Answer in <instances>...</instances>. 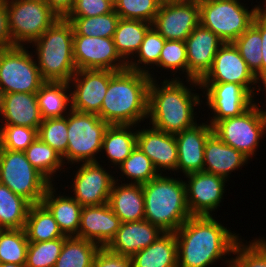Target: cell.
Segmentation results:
<instances>
[{
    "label": "cell",
    "instance_id": "cell-12",
    "mask_svg": "<svg viewBox=\"0 0 266 267\" xmlns=\"http://www.w3.org/2000/svg\"><path fill=\"white\" fill-rule=\"evenodd\" d=\"M100 162L103 161L73 164V166L76 165L77 170H74L75 174L71 173L74 178H72L70 192L82 207L108 203L115 177Z\"/></svg>",
    "mask_w": 266,
    "mask_h": 267
},
{
    "label": "cell",
    "instance_id": "cell-55",
    "mask_svg": "<svg viewBox=\"0 0 266 267\" xmlns=\"http://www.w3.org/2000/svg\"><path fill=\"white\" fill-rule=\"evenodd\" d=\"M0 267H25V265H18L14 263H0Z\"/></svg>",
    "mask_w": 266,
    "mask_h": 267
},
{
    "label": "cell",
    "instance_id": "cell-28",
    "mask_svg": "<svg viewBox=\"0 0 266 267\" xmlns=\"http://www.w3.org/2000/svg\"><path fill=\"white\" fill-rule=\"evenodd\" d=\"M36 95L43 120L65 117L72 111L68 81H45Z\"/></svg>",
    "mask_w": 266,
    "mask_h": 267
},
{
    "label": "cell",
    "instance_id": "cell-26",
    "mask_svg": "<svg viewBox=\"0 0 266 267\" xmlns=\"http://www.w3.org/2000/svg\"><path fill=\"white\" fill-rule=\"evenodd\" d=\"M42 121L36 93L5 94L0 125H19L38 129Z\"/></svg>",
    "mask_w": 266,
    "mask_h": 267
},
{
    "label": "cell",
    "instance_id": "cell-15",
    "mask_svg": "<svg viewBox=\"0 0 266 267\" xmlns=\"http://www.w3.org/2000/svg\"><path fill=\"white\" fill-rule=\"evenodd\" d=\"M187 204L192 216H213L223 201L227 180L205 171L184 175Z\"/></svg>",
    "mask_w": 266,
    "mask_h": 267
},
{
    "label": "cell",
    "instance_id": "cell-56",
    "mask_svg": "<svg viewBox=\"0 0 266 267\" xmlns=\"http://www.w3.org/2000/svg\"><path fill=\"white\" fill-rule=\"evenodd\" d=\"M161 5L162 4H169V3H172V2H177V1H180V0H157Z\"/></svg>",
    "mask_w": 266,
    "mask_h": 267
},
{
    "label": "cell",
    "instance_id": "cell-43",
    "mask_svg": "<svg viewBox=\"0 0 266 267\" xmlns=\"http://www.w3.org/2000/svg\"><path fill=\"white\" fill-rule=\"evenodd\" d=\"M67 132L68 115L60 118L45 119L38 128V138L63 157L68 146Z\"/></svg>",
    "mask_w": 266,
    "mask_h": 267
},
{
    "label": "cell",
    "instance_id": "cell-25",
    "mask_svg": "<svg viewBox=\"0 0 266 267\" xmlns=\"http://www.w3.org/2000/svg\"><path fill=\"white\" fill-rule=\"evenodd\" d=\"M118 178L115 176L109 195L108 204L110 208L120 218L121 223L144 220L142 185L122 183Z\"/></svg>",
    "mask_w": 266,
    "mask_h": 267
},
{
    "label": "cell",
    "instance_id": "cell-24",
    "mask_svg": "<svg viewBox=\"0 0 266 267\" xmlns=\"http://www.w3.org/2000/svg\"><path fill=\"white\" fill-rule=\"evenodd\" d=\"M249 159L225 144L214 133L205 142L203 171L230 179L231 173L242 169Z\"/></svg>",
    "mask_w": 266,
    "mask_h": 267
},
{
    "label": "cell",
    "instance_id": "cell-31",
    "mask_svg": "<svg viewBox=\"0 0 266 267\" xmlns=\"http://www.w3.org/2000/svg\"><path fill=\"white\" fill-rule=\"evenodd\" d=\"M152 24L140 20L120 19L113 35V42L120 57L128 64L140 49Z\"/></svg>",
    "mask_w": 266,
    "mask_h": 267
},
{
    "label": "cell",
    "instance_id": "cell-38",
    "mask_svg": "<svg viewBox=\"0 0 266 267\" xmlns=\"http://www.w3.org/2000/svg\"><path fill=\"white\" fill-rule=\"evenodd\" d=\"M64 18L71 22L74 29V35L104 38H113L117 24L120 20V17L115 10L104 15L93 17Z\"/></svg>",
    "mask_w": 266,
    "mask_h": 267
},
{
    "label": "cell",
    "instance_id": "cell-54",
    "mask_svg": "<svg viewBox=\"0 0 266 267\" xmlns=\"http://www.w3.org/2000/svg\"><path fill=\"white\" fill-rule=\"evenodd\" d=\"M4 96H5V93L0 88V117H1L2 110H3Z\"/></svg>",
    "mask_w": 266,
    "mask_h": 267
},
{
    "label": "cell",
    "instance_id": "cell-41",
    "mask_svg": "<svg viewBox=\"0 0 266 267\" xmlns=\"http://www.w3.org/2000/svg\"><path fill=\"white\" fill-rule=\"evenodd\" d=\"M157 69H164L170 71L169 78L164 79H181L180 76L185 75L184 79H188V63L185 41L166 40L161 50L159 63L156 65ZM159 67V68H158ZM182 71V72H180ZM177 73L179 74L177 75ZM182 73V75H181ZM178 76V77H177Z\"/></svg>",
    "mask_w": 266,
    "mask_h": 267
},
{
    "label": "cell",
    "instance_id": "cell-2",
    "mask_svg": "<svg viewBox=\"0 0 266 267\" xmlns=\"http://www.w3.org/2000/svg\"><path fill=\"white\" fill-rule=\"evenodd\" d=\"M160 78L163 77L152 79L149 85L148 125L170 134H176L196 125L198 114L195 108L202 107L203 103L201 100L203 95L193 92L196 91L194 86L195 89H201L199 81L164 79L159 83Z\"/></svg>",
    "mask_w": 266,
    "mask_h": 267
},
{
    "label": "cell",
    "instance_id": "cell-16",
    "mask_svg": "<svg viewBox=\"0 0 266 267\" xmlns=\"http://www.w3.org/2000/svg\"><path fill=\"white\" fill-rule=\"evenodd\" d=\"M208 109L212 111L207 122L213 126L216 122L241 115L255 99L236 83H200ZM203 89V90H202Z\"/></svg>",
    "mask_w": 266,
    "mask_h": 267
},
{
    "label": "cell",
    "instance_id": "cell-8",
    "mask_svg": "<svg viewBox=\"0 0 266 267\" xmlns=\"http://www.w3.org/2000/svg\"><path fill=\"white\" fill-rule=\"evenodd\" d=\"M257 100L241 115L222 119L212 126L220 140L249 160L256 156L260 141L266 137V113Z\"/></svg>",
    "mask_w": 266,
    "mask_h": 267
},
{
    "label": "cell",
    "instance_id": "cell-50",
    "mask_svg": "<svg viewBox=\"0 0 266 267\" xmlns=\"http://www.w3.org/2000/svg\"><path fill=\"white\" fill-rule=\"evenodd\" d=\"M44 1L60 18H64L72 9L75 0H44Z\"/></svg>",
    "mask_w": 266,
    "mask_h": 267
},
{
    "label": "cell",
    "instance_id": "cell-46",
    "mask_svg": "<svg viewBox=\"0 0 266 267\" xmlns=\"http://www.w3.org/2000/svg\"><path fill=\"white\" fill-rule=\"evenodd\" d=\"M38 138V129L19 125H0V147L24 152Z\"/></svg>",
    "mask_w": 266,
    "mask_h": 267
},
{
    "label": "cell",
    "instance_id": "cell-37",
    "mask_svg": "<svg viewBox=\"0 0 266 267\" xmlns=\"http://www.w3.org/2000/svg\"><path fill=\"white\" fill-rule=\"evenodd\" d=\"M233 44L239 50V53L247 63L248 68L259 80L261 78L262 65L260 13L254 17L252 25L239 36Z\"/></svg>",
    "mask_w": 266,
    "mask_h": 267
},
{
    "label": "cell",
    "instance_id": "cell-58",
    "mask_svg": "<svg viewBox=\"0 0 266 267\" xmlns=\"http://www.w3.org/2000/svg\"><path fill=\"white\" fill-rule=\"evenodd\" d=\"M12 1H15V0H0V3L7 4V3L12 2Z\"/></svg>",
    "mask_w": 266,
    "mask_h": 267
},
{
    "label": "cell",
    "instance_id": "cell-57",
    "mask_svg": "<svg viewBox=\"0 0 266 267\" xmlns=\"http://www.w3.org/2000/svg\"><path fill=\"white\" fill-rule=\"evenodd\" d=\"M226 267H239L233 260L225 265Z\"/></svg>",
    "mask_w": 266,
    "mask_h": 267
},
{
    "label": "cell",
    "instance_id": "cell-47",
    "mask_svg": "<svg viewBox=\"0 0 266 267\" xmlns=\"http://www.w3.org/2000/svg\"><path fill=\"white\" fill-rule=\"evenodd\" d=\"M114 4L109 0H75L65 17H93L110 13Z\"/></svg>",
    "mask_w": 266,
    "mask_h": 267
},
{
    "label": "cell",
    "instance_id": "cell-32",
    "mask_svg": "<svg viewBox=\"0 0 266 267\" xmlns=\"http://www.w3.org/2000/svg\"><path fill=\"white\" fill-rule=\"evenodd\" d=\"M24 230L28 242H43L68 237L62 233L52 213L42 202L30 206Z\"/></svg>",
    "mask_w": 266,
    "mask_h": 267
},
{
    "label": "cell",
    "instance_id": "cell-10",
    "mask_svg": "<svg viewBox=\"0 0 266 267\" xmlns=\"http://www.w3.org/2000/svg\"><path fill=\"white\" fill-rule=\"evenodd\" d=\"M0 183L31 204L42 202L51 183L27 160L25 152L0 147Z\"/></svg>",
    "mask_w": 266,
    "mask_h": 267
},
{
    "label": "cell",
    "instance_id": "cell-45",
    "mask_svg": "<svg viewBox=\"0 0 266 267\" xmlns=\"http://www.w3.org/2000/svg\"><path fill=\"white\" fill-rule=\"evenodd\" d=\"M160 5L157 0H118L114 10L120 19L140 20L152 24Z\"/></svg>",
    "mask_w": 266,
    "mask_h": 267
},
{
    "label": "cell",
    "instance_id": "cell-53",
    "mask_svg": "<svg viewBox=\"0 0 266 267\" xmlns=\"http://www.w3.org/2000/svg\"><path fill=\"white\" fill-rule=\"evenodd\" d=\"M264 2V4H263ZM262 3H260L259 5H255V10L257 13H266V0H264ZM262 4V6H260ZM264 7V8H263Z\"/></svg>",
    "mask_w": 266,
    "mask_h": 267
},
{
    "label": "cell",
    "instance_id": "cell-48",
    "mask_svg": "<svg viewBox=\"0 0 266 267\" xmlns=\"http://www.w3.org/2000/svg\"><path fill=\"white\" fill-rule=\"evenodd\" d=\"M92 267H133L132 258L115 254L106 247H101L96 253Z\"/></svg>",
    "mask_w": 266,
    "mask_h": 267
},
{
    "label": "cell",
    "instance_id": "cell-30",
    "mask_svg": "<svg viewBox=\"0 0 266 267\" xmlns=\"http://www.w3.org/2000/svg\"><path fill=\"white\" fill-rule=\"evenodd\" d=\"M131 258L133 267H178L175 233H163L151 245L138 251Z\"/></svg>",
    "mask_w": 266,
    "mask_h": 267
},
{
    "label": "cell",
    "instance_id": "cell-22",
    "mask_svg": "<svg viewBox=\"0 0 266 267\" xmlns=\"http://www.w3.org/2000/svg\"><path fill=\"white\" fill-rule=\"evenodd\" d=\"M120 218L109 204L83 206L78 237L106 247L120 228Z\"/></svg>",
    "mask_w": 266,
    "mask_h": 267
},
{
    "label": "cell",
    "instance_id": "cell-13",
    "mask_svg": "<svg viewBox=\"0 0 266 267\" xmlns=\"http://www.w3.org/2000/svg\"><path fill=\"white\" fill-rule=\"evenodd\" d=\"M236 83L254 99L258 91V79L248 68L233 43H223L215 55L211 69L199 83Z\"/></svg>",
    "mask_w": 266,
    "mask_h": 267
},
{
    "label": "cell",
    "instance_id": "cell-39",
    "mask_svg": "<svg viewBox=\"0 0 266 267\" xmlns=\"http://www.w3.org/2000/svg\"><path fill=\"white\" fill-rule=\"evenodd\" d=\"M118 168L122 173L119 175L120 179H125V176L131 180V182L127 180V184L143 185L160 175L150 158L137 146Z\"/></svg>",
    "mask_w": 266,
    "mask_h": 267
},
{
    "label": "cell",
    "instance_id": "cell-4",
    "mask_svg": "<svg viewBox=\"0 0 266 267\" xmlns=\"http://www.w3.org/2000/svg\"><path fill=\"white\" fill-rule=\"evenodd\" d=\"M166 175V176H165ZM145 220L163 232H176L190 214L184 179L160 174L142 185Z\"/></svg>",
    "mask_w": 266,
    "mask_h": 267
},
{
    "label": "cell",
    "instance_id": "cell-17",
    "mask_svg": "<svg viewBox=\"0 0 266 267\" xmlns=\"http://www.w3.org/2000/svg\"><path fill=\"white\" fill-rule=\"evenodd\" d=\"M115 73L111 70H77L69 81L72 110L94 113L101 118V106L109 80Z\"/></svg>",
    "mask_w": 266,
    "mask_h": 267
},
{
    "label": "cell",
    "instance_id": "cell-29",
    "mask_svg": "<svg viewBox=\"0 0 266 267\" xmlns=\"http://www.w3.org/2000/svg\"><path fill=\"white\" fill-rule=\"evenodd\" d=\"M136 146L137 125H109L104 133L101 154L105 153L102 157L106 156V161L117 170Z\"/></svg>",
    "mask_w": 266,
    "mask_h": 267
},
{
    "label": "cell",
    "instance_id": "cell-19",
    "mask_svg": "<svg viewBox=\"0 0 266 267\" xmlns=\"http://www.w3.org/2000/svg\"><path fill=\"white\" fill-rule=\"evenodd\" d=\"M139 127L141 125L137 126V147L150 158L160 174L165 172L170 175L175 172L178 162L175 134L166 133L151 125L148 128Z\"/></svg>",
    "mask_w": 266,
    "mask_h": 267
},
{
    "label": "cell",
    "instance_id": "cell-60",
    "mask_svg": "<svg viewBox=\"0 0 266 267\" xmlns=\"http://www.w3.org/2000/svg\"><path fill=\"white\" fill-rule=\"evenodd\" d=\"M180 1H196V2H200V1H203V0H180Z\"/></svg>",
    "mask_w": 266,
    "mask_h": 267
},
{
    "label": "cell",
    "instance_id": "cell-42",
    "mask_svg": "<svg viewBox=\"0 0 266 267\" xmlns=\"http://www.w3.org/2000/svg\"><path fill=\"white\" fill-rule=\"evenodd\" d=\"M66 238L29 242L25 267H54Z\"/></svg>",
    "mask_w": 266,
    "mask_h": 267
},
{
    "label": "cell",
    "instance_id": "cell-21",
    "mask_svg": "<svg viewBox=\"0 0 266 267\" xmlns=\"http://www.w3.org/2000/svg\"><path fill=\"white\" fill-rule=\"evenodd\" d=\"M224 42L200 24L185 40L188 79L200 81L211 69L218 49Z\"/></svg>",
    "mask_w": 266,
    "mask_h": 267
},
{
    "label": "cell",
    "instance_id": "cell-52",
    "mask_svg": "<svg viewBox=\"0 0 266 267\" xmlns=\"http://www.w3.org/2000/svg\"><path fill=\"white\" fill-rule=\"evenodd\" d=\"M258 85H259V87H258L257 95H258V93H260V91L263 90L262 92L265 91V93H263V94H265V95H264V98H265V97H266V74L263 75V76L258 80ZM260 85L263 86V88H262ZM265 100H266V99H265ZM263 111L266 113V109H264Z\"/></svg>",
    "mask_w": 266,
    "mask_h": 267
},
{
    "label": "cell",
    "instance_id": "cell-40",
    "mask_svg": "<svg viewBox=\"0 0 266 267\" xmlns=\"http://www.w3.org/2000/svg\"><path fill=\"white\" fill-rule=\"evenodd\" d=\"M28 239L23 229H0V263L26 264Z\"/></svg>",
    "mask_w": 266,
    "mask_h": 267
},
{
    "label": "cell",
    "instance_id": "cell-36",
    "mask_svg": "<svg viewBox=\"0 0 266 267\" xmlns=\"http://www.w3.org/2000/svg\"><path fill=\"white\" fill-rule=\"evenodd\" d=\"M100 248L94 242L76 236L67 237L54 267H92Z\"/></svg>",
    "mask_w": 266,
    "mask_h": 267
},
{
    "label": "cell",
    "instance_id": "cell-34",
    "mask_svg": "<svg viewBox=\"0 0 266 267\" xmlns=\"http://www.w3.org/2000/svg\"><path fill=\"white\" fill-rule=\"evenodd\" d=\"M31 205L0 183V229H23Z\"/></svg>",
    "mask_w": 266,
    "mask_h": 267
},
{
    "label": "cell",
    "instance_id": "cell-51",
    "mask_svg": "<svg viewBox=\"0 0 266 267\" xmlns=\"http://www.w3.org/2000/svg\"><path fill=\"white\" fill-rule=\"evenodd\" d=\"M260 34L262 39L261 77L266 74V13H260Z\"/></svg>",
    "mask_w": 266,
    "mask_h": 267
},
{
    "label": "cell",
    "instance_id": "cell-44",
    "mask_svg": "<svg viewBox=\"0 0 266 267\" xmlns=\"http://www.w3.org/2000/svg\"><path fill=\"white\" fill-rule=\"evenodd\" d=\"M246 241L240 238L235 243L232 260L239 267H266V245L259 238Z\"/></svg>",
    "mask_w": 266,
    "mask_h": 267
},
{
    "label": "cell",
    "instance_id": "cell-3",
    "mask_svg": "<svg viewBox=\"0 0 266 267\" xmlns=\"http://www.w3.org/2000/svg\"><path fill=\"white\" fill-rule=\"evenodd\" d=\"M151 78L143 72H116L101 106V119L109 125H139L146 122Z\"/></svg>",
    "mask_w": 266,
    "mask_h": 267
},
{
    "label": "cell",
    "instance_id": "cell-6",
    "mask_svg": "<svg viewBox=\"0 0 266 267\" xmlns=\"http://www.w3.org/2000/svg\"><path fill=\"white\" fill-rule=\"evenodd\" d=\"M108 127L109 124L97 114L72 110L68 114V146L62 157L64 164H70L69 168H72L76 163L101 160L103 137Z\"/></svg>",
    "mask_w": 266,
    "mask_h": 267
},
{
    "label": "cell",
    "instance_id": "cell-1",
    "mask_svg": "<svg viewBox=\"0 0 266 267\" xmlns=\"http://www.w3.org/2000/svg\"><path fill=\"white\" fill-rule=\"evenodd\" d=\"M215 218V215L191 216L174 232L178 267H210L220 260L223 265L232 260L227 256H231L241 236Z\"/></svg>",
    "mask_w": 266,
    "mask_h": 267
},
{
    "label": "cell",
    "instance_id": "cell-33",
    "mask_svg": "<svg viewBox=\"0 0 266 267\" xmlns=\"http://www.w3.org/2000/svg\"><path fill=\"white\" fill-rule=\"evenodd\" d=\"M24 152L31 165L51 184H55L54 179H57L55 176L58 172L60 174L59 177L62 176L61 173L69 172L66 170L68 167L64 168L66 164H64L62 156L51 146L42 142L39 138L32 142V144ZM63 169H65L66 172Z\"/></svg>",
    "mask_w": 266,
    "mask_h": 267
},
{
    "label": "cell",
    "instance_id": "cell-27",
    "mask_svg": "<svg viewBox=\"0 0 266 267\" xmlns=\"http://www.w3.org/2000/svg\"><path fill=\"white\" fill-rule=\"evenodd\" d=\"M57 183L51 184L45 192L42 203L52 213L54 219L65 236L78 237L80 215L82 206L72 197V195L61 194ZM60 192V193H59Z\"/></svg>",
    "mask_w": 266,
    "mask_h": 267
},
{
    "label": "cell",
    "instance_id": "cell-7",
    "mask_svg": "<svg viewBox=\"0 0 266 267\" xmlns=\"http://www.w3.org/2000/svg\"><path fill=\"white\" fill-rule=\"evenodd\" d=\"M242 0H203L199 2L200 25L215 33L224 43H233L253 23L258 14Z\"/></svg>",
    "mask_w": 266,
    "mask_h": 267
},
{
    "label": "cell",
    "instance_id": "cell-49",
    "mask_svg": "<svg viewBox=\"0 0 266 267\" xmlns=\"http://www.w3.org/2000/svg\"><path fill=\"white\" fill-rule=\"evenodd\" d=\"M14 47L8 26L6 5L0 3V51Z\"/></svg>",
    "mask_w": 266,
    "mask_h": 267
},
{
    "label": "cell",
    "instance_id": "cell-5",
    "mask_svg": "<svg viewBox=\"0 0 266 267\" xmlns=\"http://www.w3.org/2000/svg\"><path fill=\"white\" fill-rule=\"evenodd\" d=\"M74 29L70 21L58 18L28 47L44 81H70L77 71L73 56ZM34 48V49H33Z\"/></svg>",
    "mask_w": 266,
    "mask_h": 267
},
{
    "label": "cell",
    "instance_id": "cell-20",
    "mask_svg": "<svg viewBox=\"0 0 266 267\" xmlns=\"http://www.w3.org/2000/svg\"><path fill=\"white\" fill-rule=\"evenodd\" d=\"M213 133L212 126L206 121L175 134L178 152L176 171L180 176L203 171L205 142Z\"/></svg>",
    "mask_w": 266,
    "mask_h": 267
},
{
    "label": "cell",
    "instance_id": "cell-18",
    "mask_svg": "<svg viewBox=\"0 0 266 267\" xmlns=\"http://www.w3.org/2000/svg\"><path fill=\"white\" fill-rule=\"evenodd\" d=\"M199 24V2L177 1L160 5L152 26L166 40L185 41Z\"/></svg>",
    "mask_w": 266,
    "mask_h": 267
},
{
    "label": "cell",
    "instance_id": "cell-9",
    "mask_svg": "<svg viewBox=\"0 0 266 267\" xmlns=\"http://www.w3.org/2000/svg\"><path fill=\"white\" fill-rule=\"evenodd\" d=\"M6 5L14 46H28L60 18L44 0H15Z\"/></svg>",
    "mask_w": 266,
    "mask_h": 267
},
{
    "label": "cell",
    "instance_id": "cell-14",
    "mask_svg": "<svg viewBox=\"0 0 266 267\" xmlns=\"http://www.w3.org/2000/svg\"><path fill=\"white\" fill-rule=\"evenodd\" d=\"M73 56L77 70L123 71L127 63L116 50L113 38L73 36Z\"/></svg>",
    "mask_w": 266,
    "mask_h": 267
},
{
    "label": "cell",
    "instance_id": "cell-35",
    "mask_svg": "<svg viewBox=\"0 0 266 267\" xmlns=\"http://www.w3.org/2000/svg\"><path fill=\"white\" fill-rule=\"evenodd\" d=\"M165 41L166 39L152 26L147 31L144 40L141 43L139 51L127 64V69L146 73L150 76L151 79H156L157 76H154L155 73L153 70L156 71L154 66L159 63L161 50L163 49Z\"/></svg>",
    "mask_w": 266,
    "mask_h": 267
},
{
    "label": "cell",
    "instance_id": "cell-23",
    "mask_svg": "<svg viewBox=\"0 0 266 267\" xmlns=\"http://www.w3.org/2000/svg\"><path fill=\"white\" fill-rule=\"evenodd\" d=\"M163 233L159 227L149 221L140 220L121 223L114 238L106 248L119 255L132 257L156 241Z\"/></svg>",
    "mask_w": 266,
    "mask_h": 267
},
{
    "label": "cell",
    "instance_id": "cell-59",
    "mask_svg": "<svg viewBox=\"0 0 266 267\" xmlns=\"http://www.w3.org/2000/svg\"><path fill=\"white\" fill-rule=\"evenodd\" d=\"M259 239L266 245V238L265 237H261Z\"/></svg>",
    "mask_w": 266,
    "mask_h": 267
},
{
    "label": "cell",
    "instance_id": "cell-11",
    "mask_svg": "<svg viewBox=\"0 0 266 267\" xmlns=\"http://www.w3.org/2000/svg\"><path fill=\"white\" fill-rule=\"evenodd\" d=\"M28 46L0 51V88L8 93H36L45 82Z\"/></svg>",
    "mask_w": 266,
    "mask_h": 267
},
{
    "label": "cell",
    "instance_id": "cell-61",
    "mask_svg": "<svg viewBox=\"0 0 266 267\" xmlns=\"http://www.w3.org/2000/svg\"><path fill=\"white\" fill-rule=\"evenodd\" d=\"M112 4H116V2L118 1V0H109Z\"/></svg>",
    "mask_w": 266,
    "mask_h": 267
}]
</instances>
